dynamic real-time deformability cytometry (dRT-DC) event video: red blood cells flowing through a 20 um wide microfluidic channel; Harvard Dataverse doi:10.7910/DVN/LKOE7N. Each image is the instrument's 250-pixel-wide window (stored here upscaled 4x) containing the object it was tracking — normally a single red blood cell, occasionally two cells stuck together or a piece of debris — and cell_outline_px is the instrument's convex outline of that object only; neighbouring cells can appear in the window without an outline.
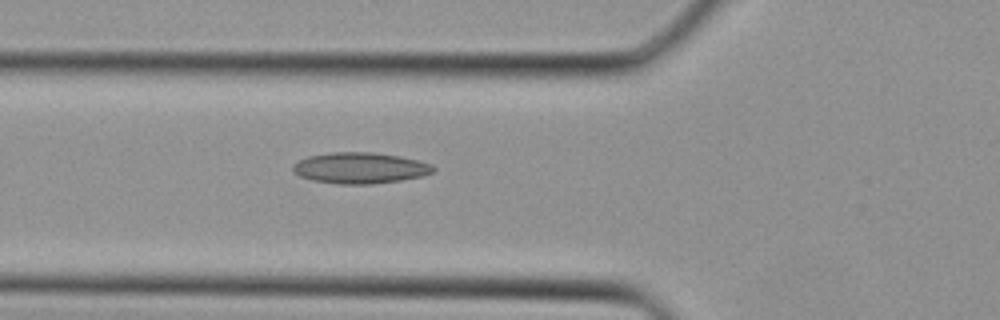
{"species": "Egyptian fruit bat (a non-hibernating species)", "species_latin": "Rousettus aegyptiacus", "temperature_condition": "cold", "stored_images_in_passage": 26, "camera_frame_rate_fps": 3000, "um_per_image_px": 0.085, "animal": {"sex": "female"}, "frame": {"image": 1, "passage_image": 3, "time_ms": 0.667, "image_size_px": [1000, 320], "cell_outline_px": [[436, 168], [432, 172], [424, 176], [400, 180], [372, 184], [336, 184], [312, 180], [300, 176], [292, 172], [292, 164], [308, 156], [328, 152], [372, 152], [400, 156], [432, 164]], "centroid_in_image_um": [30.58, 14.28], "position_along_channel_um": 95.2, "area_um2": 25.55}}
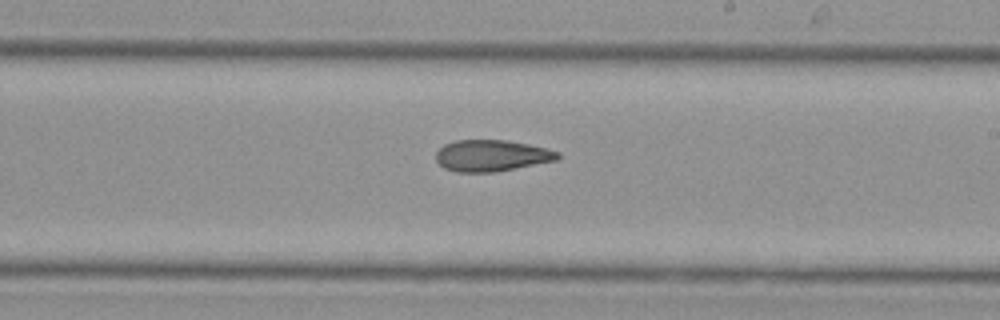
{"frame": {"image": 2, "passage_image": 11, "time_ms": 3.333, "image_size_px": [1000, 320], "cell_outline_px": [[560, 156], [556, 160], [492, 172], [456, 172], [444, 168], [436, 160], [436, 152], [444, 144], [456, 140], [508, 140], [548, 148], [560, 152]], "centroid_in_image_um": [41.77, 13.21], "position_along_channel_um": 247.2, "area_um2": 22.2}}
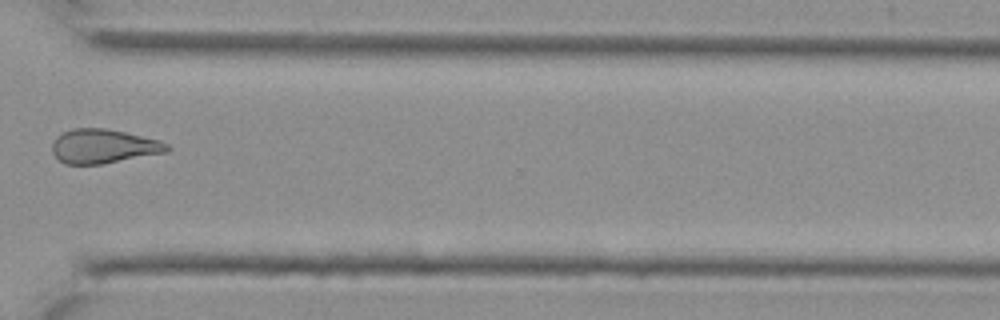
{"frame": {"image": 3, "passage_image": 17, "time_ms": 5.333, "image_size_px": [1000, 320], "cell_outline_px": [[172, 148], [168, 152], [100, 164], [64, 164], [52, 152], [52, 144], [56, 136], [72, 128], [104, 128], [124, 132], [160, 140], [168, 144]], "centroid_in_image_um": [8.81, 12.43], "position_along_channel_um": 361.8, "area_um2": 22.83}}